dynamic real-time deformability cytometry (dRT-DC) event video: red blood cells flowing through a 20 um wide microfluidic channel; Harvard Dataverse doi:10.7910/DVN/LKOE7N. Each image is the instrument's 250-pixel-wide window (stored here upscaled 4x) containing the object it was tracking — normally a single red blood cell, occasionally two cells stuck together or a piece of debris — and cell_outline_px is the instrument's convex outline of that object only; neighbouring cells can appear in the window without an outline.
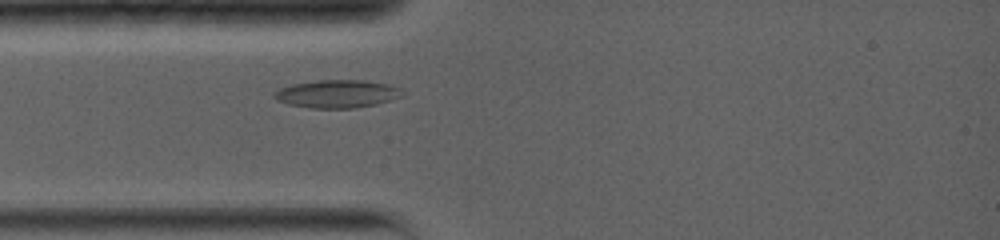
{"species": "common noctule bat (a hibernating species)", "species_latin": "Nyctalus noctula", "temperature_condition": "warm", "stored_images_in_passage": 5, "camera_frame_rate_fps": 5000, "um_per_image_px": 0.085, "animal": {"sex": "female", "body_mass_g": 19.0, "forearm_length_mm": 56.7}, "frame": {"image": 1, "passage_image": 4, "time_ms": 2.4, "image_size_px": [1000, 240], "cell_outline_px": [[404, 96], [376, 104], [356, 108], [308, 108], [288, 104], [276, 100], [272, 96], [272, 92], [280, 88], [292, 84], [316, 80], [364, 80], [388, 84], [400, 88], [404, 92]], "centroid_in_image_um": [28.64, 7.98], "position_along_channel_um": 56.4, "area_um2": 21.1}}
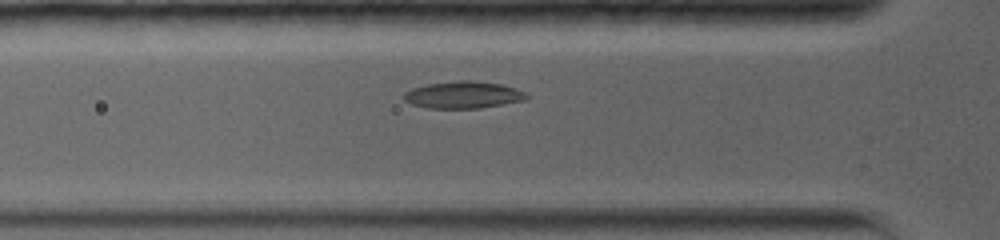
{"frame": {"image": 2, "passage_image": 5, "time_ms": 3.2, "image_size_px": [1000, 240], "cell_outline_px": [[528, 96], [524, 100], [480, 108], [428, 108], [412, 104], [404, 100], [404, 92], [412, 88], [428, 84], [460, 80], [468, 80], [500, 84], [524, 92]], "centroid_in_image_um": [39.32, 8.07], "position_along_channel_um": 86.5, "area_um2": 18.96}}